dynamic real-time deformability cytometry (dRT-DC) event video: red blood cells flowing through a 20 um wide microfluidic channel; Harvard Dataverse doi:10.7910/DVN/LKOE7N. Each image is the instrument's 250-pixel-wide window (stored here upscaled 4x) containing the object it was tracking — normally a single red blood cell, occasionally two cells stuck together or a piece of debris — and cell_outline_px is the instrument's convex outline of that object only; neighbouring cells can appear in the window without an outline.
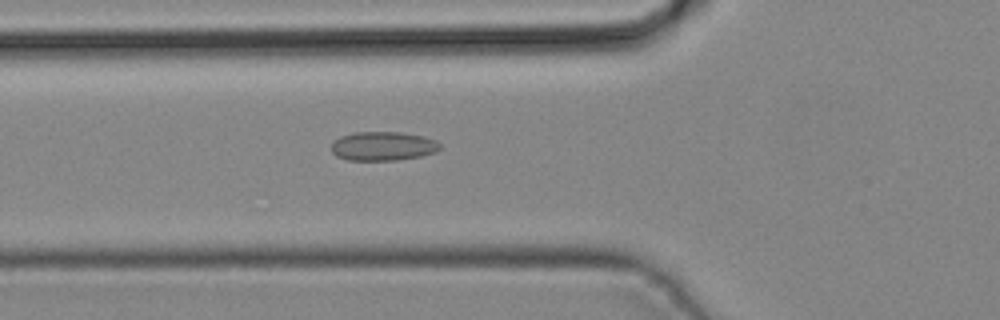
{"species": "common noctule bat (a hibernating species)", "species_latin": "Nyctalus noctula", "temperature_condition": "cold", "stored_images_in_passage": 39, "camera_frame_rate_fps": 3000, "um_per_image_px": 0.085, "animal": {"sex": "male", "body_mass_g": 19.2, "forearm_length_mm": 51.8}, "frame": {"image": 1, "passage_image": 15, "time_ms": 4.667, "image_size_px": [1000, 320], "cell_outline_px": [[440, 148], [436, 152], [420, 156], [396, 160], [348, 160], [336, 156], [332, 152], [332, 140], [340, 136], [356, 132], [400, 132], [424, 136], [436, 140], [440, 144]], "centroid_in_image_um": [32.54, 12.41], "position_along_channel_um": 93.3, "area_um2": 18.44}}
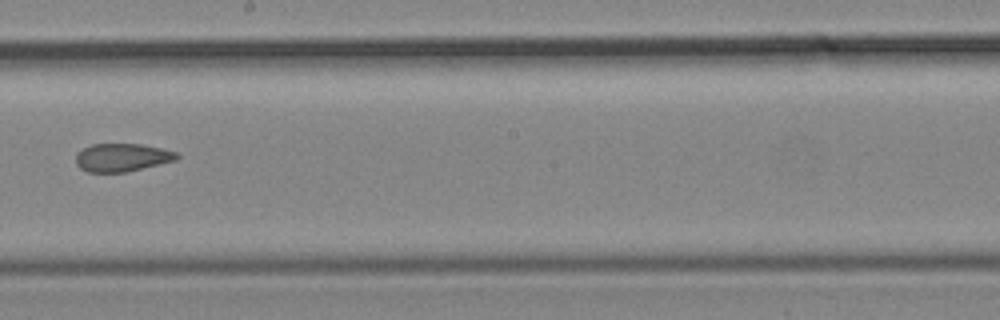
{"frame": {"image": 2, "passage_image": 24, "time_ms": 7.667, "image_size_px": [1000, 320], "cell_outline_px": [[180, 156], [176, 160], [160, 164], [124, 172], [88, 172], [80, 168], [76, 164], [76, 152], [92, 144], [140, 144], [180, 152]], "centroid_in_image_um": [10.38, 13.38], "position_along_channel_um": 237.8, "area_um2": 16.53}}
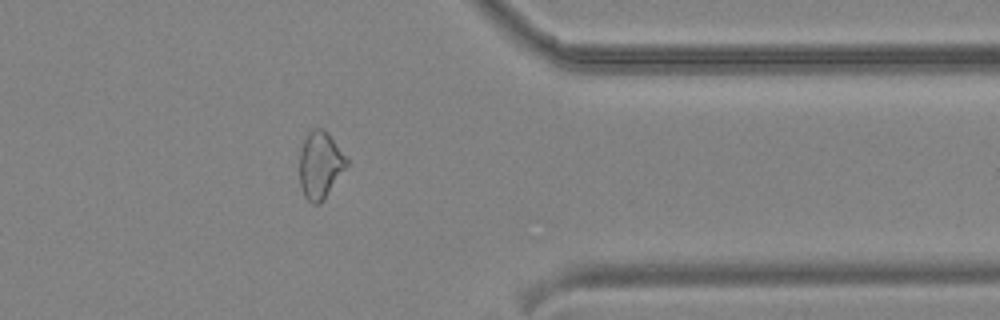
{"frame": {"image": 3, "passage_image": 34, "time_ms": 11.0, "image_size_px": [1000, 320], "cell_outline_px": [[348, 164], [324, 200], [320, 204], [312, 204], [304, 196], [300, 184], [300, 148], [308, 132], [316, 128], [324, 128], [328, 132], [348, 156]], "centroid_in_image_um": [27.23, 14.01], "position_along_channel_um": 384.2, "area_um2": 18.67}}